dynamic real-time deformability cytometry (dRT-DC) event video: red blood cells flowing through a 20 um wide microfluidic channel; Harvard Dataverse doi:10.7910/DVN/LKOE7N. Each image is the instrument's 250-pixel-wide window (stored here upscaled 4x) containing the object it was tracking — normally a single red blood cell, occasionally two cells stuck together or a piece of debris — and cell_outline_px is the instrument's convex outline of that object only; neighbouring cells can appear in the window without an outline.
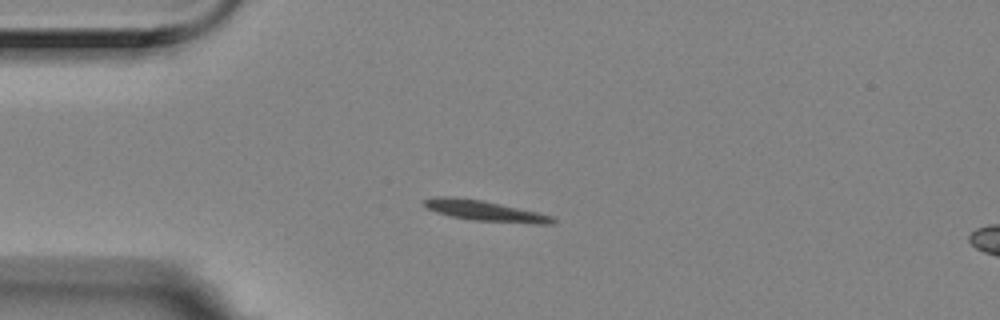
{"species": "Egyptian fruit bat (a non-hibernating species)", "species_latin": "Rousettus aegyptiacus", "temperature_condition": "room temperature", "stored_images_in_passage": 5, "camera_frame_rate_fps": 3000, "um_per_image_px": 0.085, "animal": {"sex": "female"}, "frame": {"image": 1, "passage_image": 1, "time_ms": 0.0, "image_size_px": [1000, 320], "cell_outline_px": [[556, 224], [532, 224], [472, 220], [448, 216], [424, 208], [420, 204], [424, 200], [436, 196], [452, 196], [484, 200], [536, 212], [552, 216], [556, 220]], "centroid_in_image_um": [41.15, 17.92], "position_along_channel_um": 43.8, "area_um2": 15.72}}
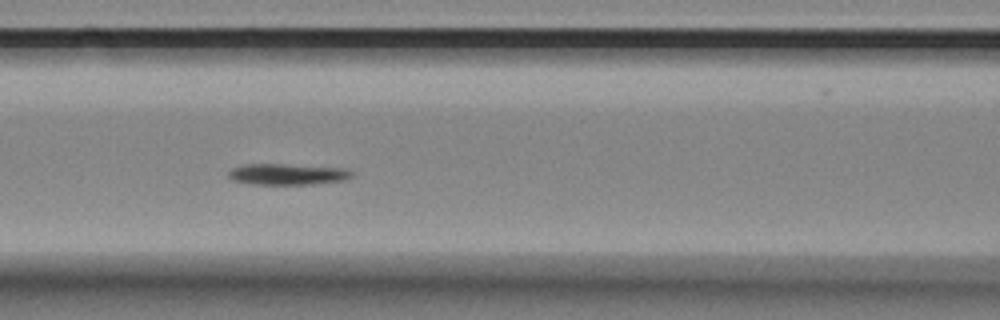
{"frame": {"image": 2, "passage_image": 4, "time_ms": 1.0, "image_size_px": [1000, 320], "cell_outline_px": [[352, 176], [344, 180], [312, 184], [252, 184], [232, 180], [228, 176], [228, 172], [232, 168], [244, 164], [276, 164], [348, 168], [352, 172]], "centroid_in_image_um": [24.42, 14.81], "position_along_channel_um": 142.2, "area_um2": 15.09}}
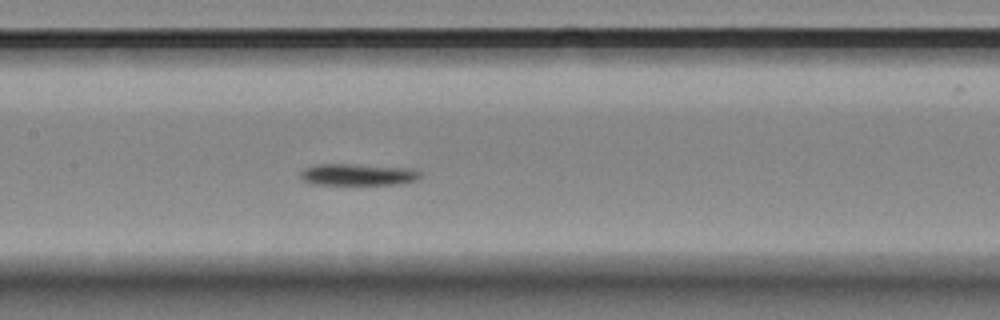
{"frame": {"image": 3, "passage_image": 5, "time_ms": 1.333, "image_size_px": [1000, 320], "cell_outline_px": [[420, 176], [416, 180], [392, 184], [312, 184], [304, 180], [300, 176], [300, 172], [304, 168], [316, 164], [348, 164], [412, 168], [420, 172]], "centroid_in_image_um": [30.38, 14.83], "position_along_channel_um": 177.0, "area_um2": 14.91}}